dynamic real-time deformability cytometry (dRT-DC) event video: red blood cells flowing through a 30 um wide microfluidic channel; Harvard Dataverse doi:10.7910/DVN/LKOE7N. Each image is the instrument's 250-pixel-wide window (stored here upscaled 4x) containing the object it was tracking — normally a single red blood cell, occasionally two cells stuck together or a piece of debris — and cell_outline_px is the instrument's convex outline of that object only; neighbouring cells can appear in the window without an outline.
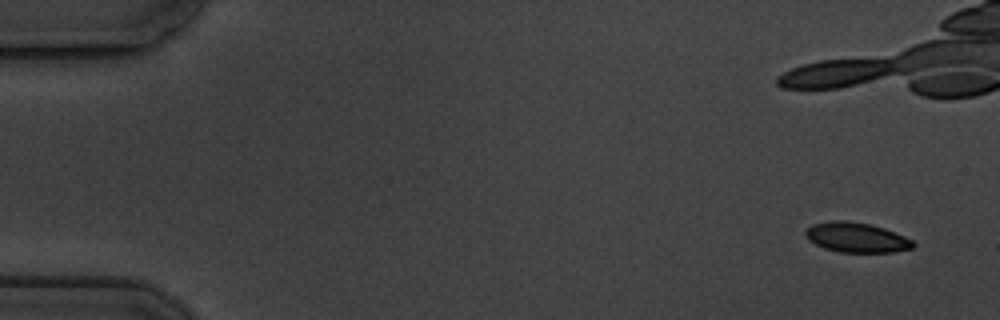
{"species": "common noctule bat (a hibernating species)", "species_latin": "Nyctalus noctula", "temperature_condition": "cold", "stored_images_in_passage": 6, "camera_frame_rate_fps": 3000, "um_per_image_px": 0.085, "animal": {"sex": "male", "body_mass_g": 19.5, "forearm_length_mm": 54.6}, "frame": {"image": 1, "passage_image": 1, "time_ms": 0.0, "image_size_px": [1000, 320], "cell_outline_px": [[916, 244], [912, 248], [892, 252], [840, 252], [824, 248], [808, 240], [804, 236], [804, 232], [812, 224], [832, 220], [844, 220], [868, 224], [884, 228], [904, 236], [912, 240]], "centroid_in_image_um": [72.77, 20.18], "position_along_channel_um": 12.2, "area_um2": 18.67}}